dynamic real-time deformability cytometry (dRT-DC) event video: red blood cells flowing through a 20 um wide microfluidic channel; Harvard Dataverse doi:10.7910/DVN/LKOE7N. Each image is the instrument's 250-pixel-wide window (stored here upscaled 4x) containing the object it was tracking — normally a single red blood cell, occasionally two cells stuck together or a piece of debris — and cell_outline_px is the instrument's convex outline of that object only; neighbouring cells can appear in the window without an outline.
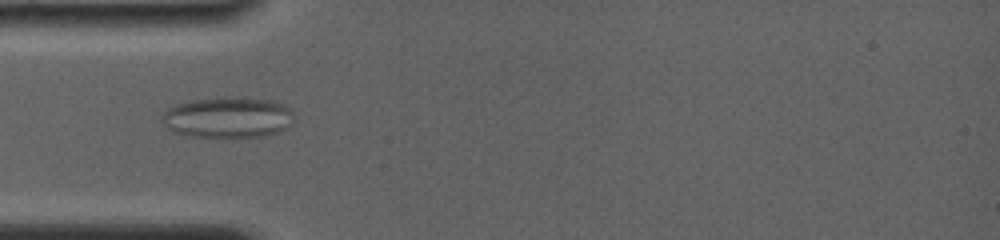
{"species": "common noctule bat (a hibernating species)", "species_latin": "Nyctalus noctula", "temperature_condition": "room temperature", "stored_images_in_passage": 20, "camera_frame_rate_fps": 4000, "um_per_image_px": 0.085, "animal": {"sex": "female", "body_mass_g": 19.0, "forearm_length_mm": 56.7}, "frame": {"image": 1, "passage_image": 1, "time_ms": 0.0, "image_size_px": [1000, 240], "cell_outline_px": [[292, 124], [288, 128], [276, 132], [260, 136], [192, 136], [172, 132], [160, 120], [160, 116], [168, 108], [176, 104], [192, 100], [224, 96], [244, 96], [272, 100], [284, 104], [292, 112]], "centroid_in_image_um": [19.35, 9.94], "position_along_channel_um": 65.6, "area_um2": 31.67}}
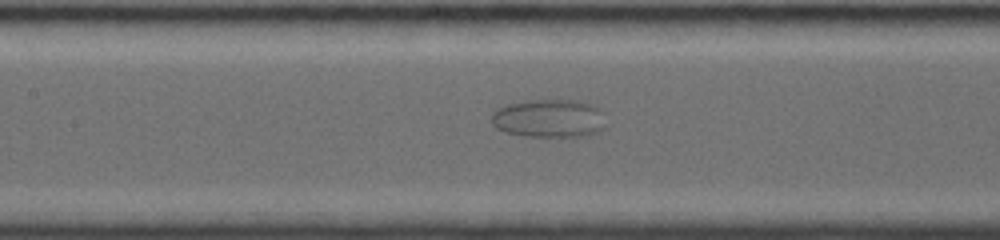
{"frame": {"image": 2, "passage_image": 6, "time_ms": 2.75, "image_size_px": [1000, 240], "cell_outline_px": [[604, 128], [596, 132], [576, 136], [524, 136], [508, 132], [496, 128], [492, 124], [492, 112], [496, 108], [504, 104], [528, 100], [572, 100], [592, 104], [600, 108]], "centroid_in_image_um": [46.6, 10.04], "position_along_channel_um": 160.8, "area_um2": 25.32}}
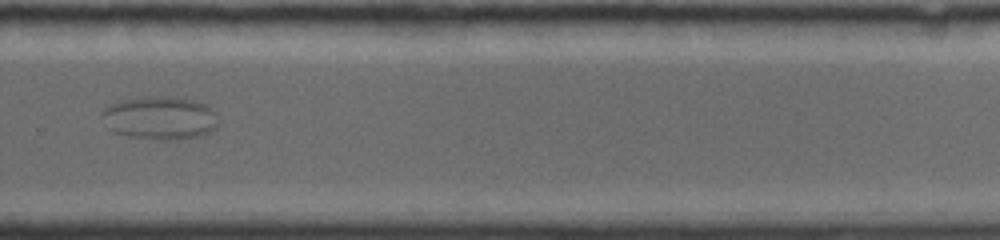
{"frame": {"image": 3, "passage_image": 14, "time_ms": 7.25, "image_size_px": [1000, 240], "cell_outline_px": [[220, 124], [216, 128], [208, 132], [196, 136], [172, 140], [164, 140], [128, 136], [112, 132], [108, 128], [100, 116], [100, 112], [108, 104], [120, 100], [148, 96], [168, 96], [192, 100], [208, 104], [216, 112]], "centroid_in_image_um": [13.58, 10.01], "position_along_channel_um": 316.2, "area_um2": 29.77}}